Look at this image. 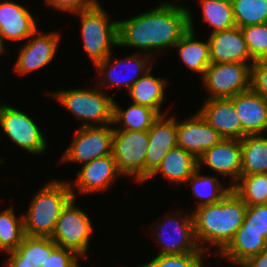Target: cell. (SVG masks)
<instances>
[{
	"label": "cell",
	"instance_id": "obj_25",
	"mask_svg": "<svg viewBox=\"0 0 267 267\" xmlns=\"http://www.w3.org/2000/svg\"><path fill=\"white\" fill-rule=\"evenodd\" d=\"M151 70H148L140 77L129 89L128 93L132 103L143 105L156 110L160 115H165L160 110L161 104L164 102V88L167 81L164 78L152 76Z\"/></svg>",
	"mask_w": 267,
	"mask_h": 267
},
{
	"label": "cell",
	"instance_id": "obj_35",
	"mask_svg": "<svg viewBox=\"0 0 267 267\" xmlns=\"http://www.w3.org/2000/svg\"><path fill=\"white\" fill-rule=\"evenodd\" d=\"M205 253L199 249L197 252L186 254H158L149 263L143 264L142 267H204L202 263Z\"/></svg>",
	"mask_w": 267,
	"mask_h": 267
},
{
	"label": "cell",
	"instance_id": "obj_33",
	"mask_svg": "<svg viewBox=\"0 0 267 267\" xmlns=\"http://www.w3.org/2000/svg\"><path fill=\"white\" fill-rule=\"evenodd\" d=\"M236 27L267 23V0H231Z\"/></svg>",
	"mask_w": 267,
	"mask_h": 267
},
{
	"label": "cell",
	"instance_id": "obj_15",
	"mask_svg": "<svg viewBox=\"0 0 267 267\" xmlns=\"http://www.w3.org/2000/svg\"><path fill=\"white\" fill-rule=\"evenodd\" d=\"M211 63H254L239 27L211 33L208 38Z\"/></svg>",
	"mask_w": 267,
	"mask_h": 267
},
{
	"label": "cell",
	"instance_id": "obj_8",
	"mask_svg": "<svg viewBox=\"0 0 267 267\" xmlns=\"http://www.w3.org/2000/svg\"><path fill=\"white\" fill-rule=\"evenodd\" d=\"M253 63H211L203 75V84L210 97L232 98L250 89Z\"/></svg>",
	"mask_w": 267,
	"mask_h": 267
},
{
	"label": "cell",
	"instance_id": "obj_6",
	"mask_svg": "<svg viewBox=\"0 0 267 267\" xmlns=\"http://www.w3.org/2000/svg\"><path fill=\"white\" fill-rule=\"evenodd\" d=\"M149 147L148 131H114L112 156L122 175L146 181V153Z\"/></svg>",
	"mask_w": 267,
	"mask_h": 267
},
{
	"label": "cell",
	"instance_id": "obj_42",
	"mask_svg": "<svg viewBox=\"0 0 267 267\" xmlns=\"http://www.w3.org/2000/svg\"><path fill=\"white\" fill-rule=\"evenodd\" d=\"M4 51H5L4 40H3L2 35L0 34V54H1L2 52H4Z\"/></svg>",
	"mask_w": 267,
	"mask_h": 267
},
{
	"label": "cell",
	"instance_id": "obj_27",
	"mask_svg": "<svg viewBox=\"0 0 267 267\" xmlns=\"http://www.w3.org/2000/svg\"><path fill=\"white\" fill-rule=\"evenodd\" d=\"M242 149L241 176L267 174V137L246 135L240 140Z\"/></svg>",
	"mask_w": 267,
	"mask_h": 267
},
{
	"label": "cell",
	"instance_id": "obj_30",
	"mask_svg": "<svg viewBox=\"0 0 267 267\" xmlns=\"http://www.w3.org/2000/svg\"><path fill=\"white\" fill-rule=\"evenodd\" d=\"M203 20L212 26V32L229 30L236 26L231 0H200Z\"/></svg>",
	"mask_w": 267,
	"mask_h": 267
},
{
	"label": "cell",
	"instance_id": "obj_14",
	"mask_svg": "<svg viewBox=\"0 0 267 267\" xmlns=\"http://www.w3.org/2000/svg\"><path fill=\"white\" fill-rule=\"evenodd\" d=\"M197 160L198 168H201V164H205L221 176H230L233 181L230 185L233 186L241 176L242 149L240 140L222 139Z\"/></svg>",
	"mask_w": 267,
	"mask_h": 267
},
{
	"label": "cell",
	"instance_id": "obj_23",
	"mask_svg": "<svg viewBox=\"0 0 267 267\" xmlns=\"http://www.w3.org/2000/svg\"><path fill=\"white\" fill-rule=\"evenodd\" d=\"M192 22V13L189 11V30L174 47H177L180 59L186 66L194 72L200 73L203 77L206 69L211 64L210 46L208 40L200 42L195 39Z\"/></svg>",
	"mask_w": 267,
	"mask_h": 267
},
{
	"label": "cell",
	"instance_id": "obj_12",
	"mask_svg": "<svg viewBox=\"0 0 267 267\" xmlns=\"http://www.w3.org/2000/svg\"><path fill=\"white\" fill-rule=\"evenodd\" d=\"M38 29L26 40L21 47L14 66L19 75H26L31 71L47 66L55 57L60 33L50 32L41 35Z\"/></svg>",
	"mask_w": 267,
	"mask_h": 267
},
{
	"label": "cell",
	"instance_id": "obj_20",
	"mask_svg": "<svg viewBox=\"0 0 267 267\" xmlns=\"http://www.w3.org/2000/svg\"><path fill=\"white\" fill-rule=\"evenodd\" d=\"M37 30L32 14L23 5L0 2V34L3 40H27Z\"/></svg>",
	"mask_w": 267,
	"mask_h": 267
},
{
	"label": "cell",
	"instance_id": "obj_18",
	"mask_svg": "<svg viewBox=\"0 0 267 267\" xmlns=\"http://www.w3.org/2000/svg\"><path fill=\"white\" fill-rule=\"evenodd\" d=\"M236 113L241 121L242 138L267 131V99L251 89L233 97Z\"/></svg>",
	"mask_w": 267,
	"mask_h": 267
},
{
	"label": "cell",
	"instance_id": "obj_1",
	"mask_svg": "<svg viewBox=\"0 0 267 267\" xmlns=\"http://www.w3.org/2000/svg\"><path fill=\"white\" fill-rule=\"evenodd\" d=\"M188 30L187 7L167 1L140 15L118 21V46L140 48L151 56L153 50L174 47Z\"/></svg>",
	"mask_w": 267,
	"mask_h": 267
},
{
	"label": "cell",
	"instance_id": "obj_39",
	"mask_svg": "<svg viewBox=\"0 0 267 267\" xmlns=\"http://www.w3.org/2000/svg\"><path fill=\"white\" fill-rule=\"evenodd\" d=\"M46 2L51 8L70 13L91 9L99 3L98 0H46Z\"/></svg>",
	"mask_w": 267,
	"mask_h": 267
},
{
	"label": "cell",
	"instance_id": "obj_34",
	"mask_svg": "<svg viewBox=\"0 0 267 267\" xmlns=\"http://www.w3.org/2000/svg\"><path fill=\"white\" fill-rule=\"evenodd\" d=\"M250 56L256 61L267 59V23L240 28Z\"/></svg>",
	"mask_w": 267,
	"mask_h": 267
},
{
	"label": "cell",
	"instance_id": "obj_16",
	"mask_svg": "<svg viewBox=\"0 0 267 267\" xmlns=\"http://www.w3.org/2000/svg\"><path fill=\"white\" fill-rule=\"evenodd\" d=\"M149 147L146 153V180L158 168L167 152L177 146L175 117L160 115L148 130Z\"/></svg>",
	"mask_w": 267,
	"mask_h": 267
},
{
	"label": "cell",
	"instance_id": "obj_4",
	"mask_svg": "<svg viewBox=\"0 0 267 267\" xmlns=\"http://www.w3.org/2000/svg\"><path fill=\"white\" fill-rule=\"evenodd\" d=\"M95 89H60L52 92L51 97L59 101L72 112L76 118L84 120L81 126L113 125V97L107 96L102 90ZM91 123H89V122Z\"/></svg>",
	"mask_w": 267,
	"mask_h": 267
},
{
	"label": "cell",
	"instance_id": "obj_36",
	"mask_svg": "<svg viewBox=\"0 0 267 267\" xmlns=\"http://www.w3.org/2000/svg\"><path fill=\"white\" fill-rule=\"evenodd\" d=\"M241 227L263 233L267 239V204L247 205Z\"/></svg>",
	"mask_w": 267,
	"mask_h": 267
},
{
	"label": "cell",
	"instance_id": "obj_7",
	"mask_svg": "<svg viewBox=\"0 0 267 267\" xmlns=\"http://www.w3.org/2000/svg\"><path fill=\"white\" fill-rule=\"evenodd\" d=\"M74 200L72 198L62 209L50 238L59 247L84 259L87 257L93 226L86 212L76 207Z\"/></svg>",
	"mask_w": 267,
	"mask_h": 267
},
{
	"label": "cell",
	"instance_id": "obj_38",
	"mask_svg": "<svg viewBox=\"0 0 267 267\" xmlns=\"http://www.w3.org/2000/svg\"><path fill=\"white\" fill-rule=\"evenodd\" d=\"M74 252L57 246L41 267H80Z\"/></svg>",
	"mask_w": 267,
	"mask_h": 267
},
{
	"label": "cell",
	"instance_id": "obj_17",
	"mask_svg": "<svg viewBox=\"0 0 267 267\" xmlns=\"http://www.w3.org/2000/svg\"><path fill=\"white\" fill-rule=\"evenodd\" d=\"M198 112L223 139H242L241 121L233 97L207 99Z\"/></svg>",
	"mask_w": 267,
	"mask_h": 267
},
{
	"label": "cell",
	"instance_id": "obj_22",
	"mask_svg": "<svg viewBox=\"0 0 267 267\" xmlns=\"http://www.w3.org/2000/svg\"><path fill=\"white\" fill-rule=\"evenodd\" d=\"M197 168V158L190 152L176 146L167 152L161 164L148 179L160 173L170 183H176V185L179 183L186 184Z\"/></svg>",
	"mask_w": 267,
	"mask_h": 267
},
{
	"label": "cell",
	"instance_id": "obj_10",
	"mask_svg": "<svg viewBox=\"0 0 267 267\" xmlns=\"http://www.w3.org/2000/svg\"><path fill=\"white\" fill-rule=\"evenodd\" d=\"M0 126L11 141L29 153L40 154L47 148L46 139L35 121L14 107L0 104Z\"/></svg>",
	"mask_w": 267,
	"mask_h": 267
},
{
	"label": "cell",
	"instance_id": "obj_11",
	"mask_svg": "<svg viewBox=\"0 0 267 267\" xmlns=\"http://www.w3.org/2000/svg\"><path fill=\"white\" fill-rule=\"evenodd\" d=\"M181 216L182 214L179 212H176L174 216L172 215L170 218L167 214L165 217L166 219H164L165 222L157 224L156 228H154L157 230L159 229L156 232V237L163 249L160 250L161 252L159 254H186L197 252L200 249L195 238L193 215H188L186 213L184 217ZM169 223L171 224V231H169V229H166L167 231H165V228H168L166 225ZM168 231L170 232V235ZM164 234L168 236H165Z\"/></svg>",
	"mask_w": 267,
	"mask_h": 267
},
{
	"label": "cell",
	"instance_id": "obj_2",
	"mask_svg": "<svg viewBox=\"0 0 267 267\" xmlns=\"http://www.w3.org/2000/svg\"><path fill=\"white\" fill-rule=\"evenodd\" d=\"M246 209L247 205L232 189L220 202L196 208L192 215L199 248L206 252L202 246L205 241L220 248L221 253L241 227Z\"/></svg>",
	"mask_w": 267,
	"mask_h": 267
},
{
	"label": "cell",
	"instance_id": "obj_26",
	"mask_svg": "<svg viewBox=\"0 0 267 267\" xmlns=\"http://www.w3.org/2000/svg\"><path fill=\"white\" fill-rule=\"evenodd\" d=\"M159 117L160 114L150 107L131 103L123 110L113 101L112 124L121 123L118 128L117 125L114 127V131H148Z\"/></svg>",
	"mask_w": 267,
	"mask_h": 267
},
{
	"label": "cell",
	"instance_id": "obj_9",
	"mask_svg": "<svg viewBox=\"0 0 267 267\" xmlns=\"http://www.w3.org/2000/svg\"><path fill=\"white\" fill-rule=\"evenodd\" d=\"M114 127L105 126H81L64 152L61 162L88 163L97 158L112 155V139Z\"/></svg>",
	"mask_w": 267,
	"mask_h": 267
},
{
	"label": "cell",
	"instance_id": "obj_32",
	"mask_svg": "<svg viewBox=\"0 0 267 267\" xmlns=\"http://www.w3.org/2000/svg\"><path fill=\"white\" fill-rule=\"evenodd\" d=\"M232 190L246 205L267 204V174L240 176Z\"/></svg>",
	"mask_w": 267,
	"mask_h": 267
},
{
	"label": "cell",
	"instance_id": "obj_28",
	"mask_svg": "<svg viewBox=\"0 0 267 267\" xmlns=\"http://www.w3.org/2000/svg\"><path fill=\"white\" fill-rule=\"evenodd\" d=\"M58 245L48 236H24L18 248L12 252L8 260H26L36 267H41L51 256Z\"/></svg>",
	"mask_w": 267,
	"mask_h": 267
},
{
	"label": "cell",
	"instance_id": "obj_37",
	"mask_svg": "<svg viewBox=\"0 0 267 267\" xmlns=\"http://www.w3.org/2000/svg\"><path fill=\"white\" fill-rule=\"evenodd\" d=\"M250 89L267 99V59L252 64Z\"/></svg>",
	"mask_w": 267,
	"mask_h": 267
},
{
	"label": "cell",
	"instance_id": "obj_19",
	"mask_svg": "<svg viewBox=\"0 0 267 267\" xmlns=\"http://www.w3.org/2000/svg\"><path fill=\"white\" fill-rule=\"evenodd\" d=\"M119 174L121 175L113 156L107 155L83 164L82 169L76 174L77 180L74 186L79 188L80 194L105 191L116 181Z\"/></svg>",
	"mask_w": 267,
	"mask_h": 267
},
{
	"label": "cell",
	"instance_id": "obj_21",
	"mask_svg": "<svg viewBox=\"0 0 267 267\" xmlns=\"http://www.w3.org/2000/svg\"><path fill=\"white\" fill-rule=\"evenodd\" d=\"M146 55L147 54H145L144 57H141V58H143V59H141L140 56H142V55L140 53H138V54L135 53L132 56L130 55V56L125 57V59H123V60L122 59H117L116 61H114L113 65L111 66L110 62L112 60L111 59L112 56L110 54L107 58H105L103 61L97 63L94 67L99 72L98 76L104 75L106 73L105 77H103V80H104V82L109 80L110 84L107 82V84L109 85L108 87L115 86V87H118V89H120L121 86L124 85V86H126L127 91H129V89L132 87V85L140 77H142L148 70H150L152 68V65L151 66L148 65V64H150V62L148 61V59H150L149 58L150 55H147V56ZM121 63L124 64V68L130 69L132 67L131 68L132 69L131 72H129L131 74V76L127 77L129 79H126V80H125V78L123 79L120 76L121 73L115 71L117 69V67H122ZM109 65H110V67H109ZM130 65H131V67H130ZM123 72L124 71H122V73ZM132 72H133V74H132ZM139 74H142V75H139ZM124 76L126 77V75H124Z\"/></svg>",
	"mask_w": 267,
	"mask_h": 267
},
{
	"label": "cell",
	"instance_id": "obj_3",
	"mask_svg": "<svg viewBox=\"0 0 267 267\" xmlns=\"http://www.w3.org/2000/svg\"><path fill=\"white\" fill-rule=\"evenodd\" d=\"M71 184L69 181L53 180L33 196L26 215H23L26 235H52L62 209L72 198H76L75 187Z\"/></svg>",
	"mask_w": 267,
	"mask_h": 267
},
{
	"label": "cell",
	"instance_id": "obj_40",
	"mask_svg": "<svg viewBox=\"0 0 267 267\" xmlns=\"http://www.w3.org/2000/svg\"><path fill=\"white\" fill-rule=\"evenodd\" d=\"M239 266L241 267H267V247L259 254L249 257Z\"/></svg>",
	"mask_w": 267,
	"mask_h": 267
},
{
	"label": "cell",
	"instance_id": "obj_24",
	"mask_svg": "<svg viewBox=\"0 0 267 267\" xmlns=\"http://www.w3.org/2000/svg\"><path fill=\"white\" fill-rule=\"evenodd\" d=\"M267 247L263 233L240 227L228 246L219 253L233 264L240 265L249 257L259 254Z\"/></svg>",
	"mask_w": 267,
	"mask_h": 267
},
{
	"label": "cell",
	"instance_id": "obj_13",
	"mask_svg": "<svg viewBox=\"0 0 267 267\" xmlns=\"http://www.w3.org/2000/svg\"><path fill=\"white\" fill-rule=\"evenodd\" d=\"M177 137V146L197 159L223 139L199 112L183 122L177 121Z\"/></svg>",
	"mask_w": 267,
	"mask_h": 267
},
{
	"label": "cell",
	"instance_id": "obj_5",
	"mask_svg": "<svg viewBox=\"0 0 267 267\" xmlns=\"http://www.w3.org/2000/svg\"><path fill=\"white\" fill-rule=\"evenodd\" d=\"M74 14L81 17L83 49L95 66L112 54V46H118V21L110 22L107 12L99 3Z\"/></svg>",
	"mask_w": 267,
	"mask_h": 267
},
{
	"label": "cell",
	"instance_id": "obj_29",
	"mask_svg": "<svg viewBox=\"0 0 267 267\" xmlns=\"http://www.w3.org/2000/svg\"><path fill=\"white\" fill-rule=\"evenodd\" d=\"M200 170V168H197L193 175L187 180L188 183H186L192 186L193 195L202 199L197 203V208L220 202L232 189L230 185L226 188L225 186L223 187L217 177H209L207 175L206 177L201 176L199 174Z\"/></svg>",
	"mask_w": 267,
	"mask_h": 267
},
{
	"label": "cell",
	"instance_id": "obj_31",
	"mask_svg": "<svg viewBox=\"0 0 267 267\" xmlns=\"http://www.w3.org/2000/svg\"><path fill=\"white\" fill-rule=\"evenodd\" d=\"M24 236L23 217L17 218L11 205L0 213V249L5 253L16 250Z\"/></svg>",
	"mask_w": 267,
	"mask_h": 267
},
{
	"label": "cell",
	"instance_id": "obj_41",
	"mask_svg": "<svg viewBox=\"0 0 267 267\" xmlns=\"http://www.w3.org/2000/svg\"><path fill=\"white\" fill-rule=\"evenodd\" d=\"M6 264V267H36L26 260H7Z\"/></svg>",
	"mask_w": 267,
	"mask_h": 267
}]
</instances>
